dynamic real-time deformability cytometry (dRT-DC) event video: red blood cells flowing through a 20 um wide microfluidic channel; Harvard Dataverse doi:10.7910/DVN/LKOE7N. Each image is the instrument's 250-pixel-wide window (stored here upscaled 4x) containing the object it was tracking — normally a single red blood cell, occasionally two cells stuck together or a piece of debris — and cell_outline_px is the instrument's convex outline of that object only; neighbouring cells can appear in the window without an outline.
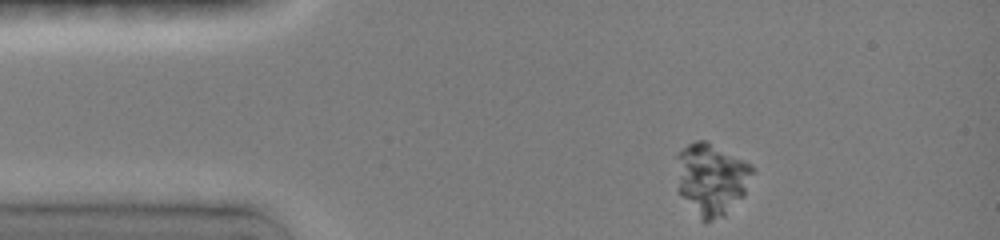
{"species": "common noctule bat (a hibernating species)", "species_latin": "Nyctalus noctula", "temperature_condition": "room temperature", "stored_images_in_passage": 45, "camera_frame_rate_fps": 3000, "um_per_image_px": 0.085, "animal": {"sex": "female", "body_mass_g": 19.0, "forearm_length_mm": 51.5}, "frame": {"image": 1, "passage_image": 1, "time_ms": 0.0, "image_size_px": [1000, 240], "cell_outline_px": [[752, 172], [744, 196], [724, 216], [704, 224], [700, 220], [676, 188], [676, 152], [688, 144], [696, 140], [708, 140], [752, 164]], "centroid_in_image_um": [60.43, 15.21], "position_along_channel_um": 24.6, "area_um2": 32.48}}
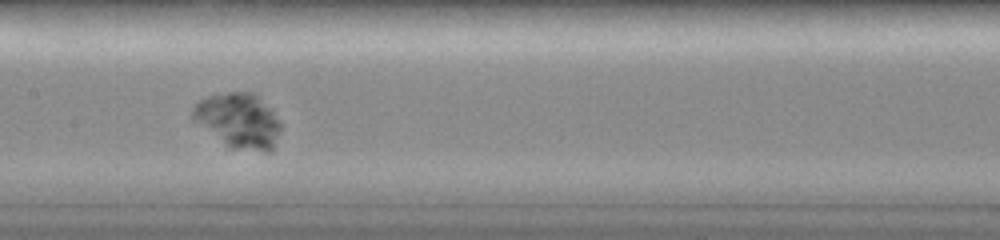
{"frame": {"image": 2, "passage_image": 20, "time_ms": 5.667, "image_size_px": [1000, 240], "cell_outline_px": [[284, 124], [272, 152], [268, 152], [232, 148], [192, 120], [192, 108], [200, 100], [208, 96], [228, 92], [252, 92], [272, 108]], "centroid_in_image_um": [20.35, 10.25], "position_along_channel_um": 187.1, "area_um2": 28.38}}
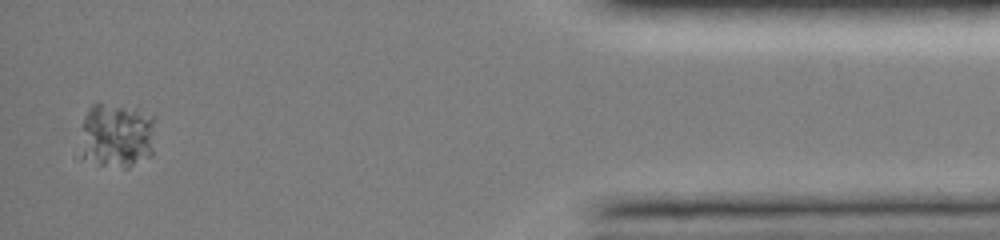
{"frame": {"image": 3, "passage_image": 43, "time_ms": 13.333, "image_size_px": [1000, 240], "cell_outline_px": [[156, 116], [152, 156], [128, 168], [100, 164], [80, 160], [72, 156], [84, 116], [88, 108], [92, 104], [100, 104], [136, 108]], "centroid_in_image_um": [9.81, 11.56], "position_along_channel_um": 425.4, "area_um2": 30.29}}